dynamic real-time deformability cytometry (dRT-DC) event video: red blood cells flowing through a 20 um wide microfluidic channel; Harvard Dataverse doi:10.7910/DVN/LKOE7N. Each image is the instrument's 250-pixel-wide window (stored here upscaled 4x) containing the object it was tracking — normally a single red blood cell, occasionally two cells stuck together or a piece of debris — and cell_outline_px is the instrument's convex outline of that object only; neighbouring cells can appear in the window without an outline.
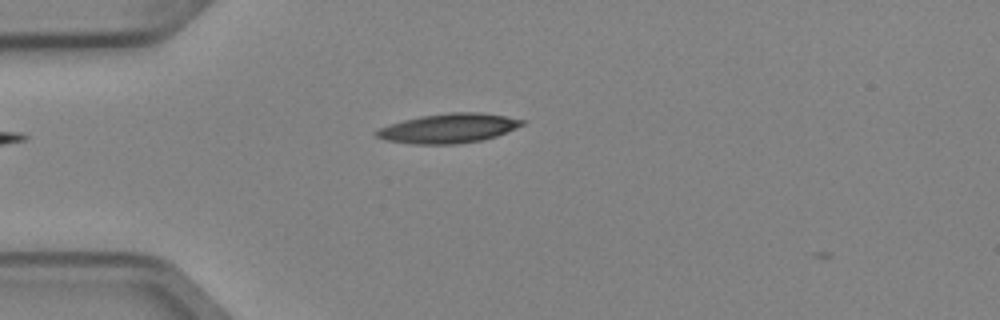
{"species": "Egyptian fruit bat (a non-hibernating species)", "species_latin": "Rousettus aegyptiacus", "temperature_condition": "cold", "stored_images_in_passage": 2, "camera_frame_rate_fps": 3000, "um_per_image_px": 0.085, "animal": {"sex": "female"}, "frame": {"image": 1, "passage_image": 2, "time_ms": 0.333, "image_size_px": [1000, 320], "cell_outline_px": [[524, 124], [496, 136], [484, 140], [456, 144], [416, 144], [384, 140], [376, 136], [372, 132], [380, 128], [404, 120], [420, 116], [448, 112], [480, 112], [504, 116], [524, 120]], "centroid_in_image_um": [38.11, 10.91], "position_along_channel_um": 46.9, "area_um2": 24.85}}